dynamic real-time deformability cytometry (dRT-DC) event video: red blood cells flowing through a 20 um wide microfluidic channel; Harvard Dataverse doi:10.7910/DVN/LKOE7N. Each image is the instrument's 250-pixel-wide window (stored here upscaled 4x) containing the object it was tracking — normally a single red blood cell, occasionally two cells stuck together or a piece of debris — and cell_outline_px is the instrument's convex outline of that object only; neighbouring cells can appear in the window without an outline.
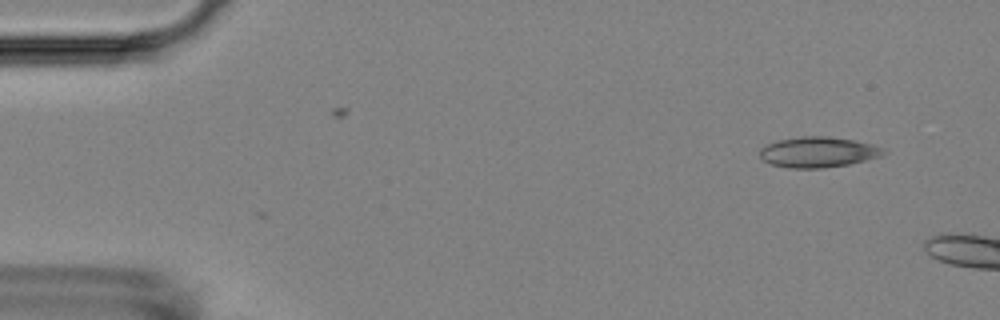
{"species": "Egyptian fruit bat (a non-hibernating species)", "species_latin": "Rousettus aegyptiacus", "temperature_condition": "room temperature", "stored_images_in_passage": 7, "camera_frame_rate_fps": 3000, "um_per_image_px": 0.085, "animal": {"sex": "female"}, "frame": {"image": 1, "passage_image": 1, "time_ms": 0.0, "image_size_px": [1000, 320], "cell_outline_px": [[888, 152], [884, 156], [848, 164], [824, 168], [788, 168], [772, 164], [764, 160], [760, 156], [760, 148], [776, 140], [804, 136], [824, 136], [852, 140], [872, 144], [884, 148]], "centroid_in_image_um": [69.57, 12.93], "position_along_channel_um": 15.4, "area_um2": 22.02}}